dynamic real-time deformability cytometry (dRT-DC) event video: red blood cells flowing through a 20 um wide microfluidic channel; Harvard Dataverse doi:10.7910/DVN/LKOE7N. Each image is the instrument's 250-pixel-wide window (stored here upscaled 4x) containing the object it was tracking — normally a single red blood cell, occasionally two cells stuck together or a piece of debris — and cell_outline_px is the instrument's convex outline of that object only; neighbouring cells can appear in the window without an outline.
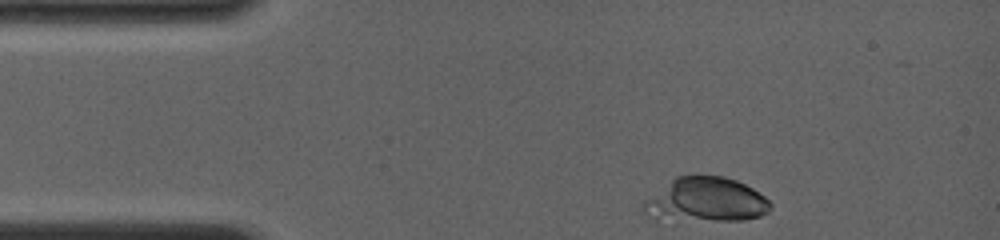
{"species": "common noctule bat (a hibernating species)", "species_latin": "Nyctalus noctula", "temperature_condition": "room temperature", "stored_images_in_passage": 37, "camera_frame_rate_fps": 4000, "um_per_image_px": 0.085, "animal": {"sex": "female", "body_mass_g": 19.0, "forearm_length_mm": 56.7}, "frame": {"image": 1, "passage_image": 1, "time_ms": 0.0, "image_size_px": [1000, 240], "cell_outline_px": [[772, 208], [768, 212], [760, 216], [744, 220], [652, 220], [640, 208], [640, 204], [676, 176], [724, 176], [736, 180], [752, 188], [764, 196], [772, 204]], "centroid_in_image_um": [59.96, 17.02], "position_along_channel_um": 25.0, "area_um2": 33.06}}